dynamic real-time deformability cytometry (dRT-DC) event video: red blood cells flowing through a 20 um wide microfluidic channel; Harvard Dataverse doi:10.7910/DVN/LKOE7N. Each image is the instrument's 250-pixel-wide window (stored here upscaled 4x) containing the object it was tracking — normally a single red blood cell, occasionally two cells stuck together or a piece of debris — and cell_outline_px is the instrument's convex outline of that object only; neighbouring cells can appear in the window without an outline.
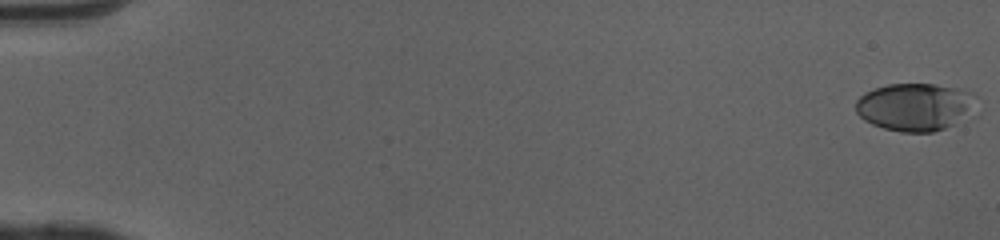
{"species": "human", "species_latin": "Homo sapiens", "temperature_condition": "cold", "stored_images_in_passage": 51, "camera_frame_rate_fps": 3000, "um_per_image_px": 0.085, "donor": {"sex": "female"}, "frame": {"image": 1, "passage_image": 1, "time_ms": 0.0, "image_size_px": [1000, 240], "cell_outline_px": [[976, 96], [968, 112], [952, 124], [944, 128], [932, 132], [900, 132], [884, 128], [872, 124], [864, 120], [856, 112], [856, 100], [864, 92], [888, 84], [936, 84], [956, 88], [972, 92]], "centroid_in_image_um": [77.69, 9.07], "position_along_channel_um": 7.3, "area_um2": 32.95}}
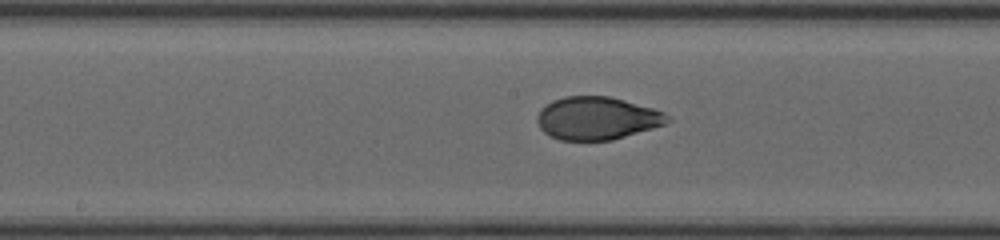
{"frame": {"image": 2, "passage_image": 28, "time_ms": 9.0, "image_size_px": [1000, 240], "cell_outline_px": [[672, 120], [664, 124], [652, 128], [612, 140], [560, 140], [544, 132], [540, 128], [536, 120], [536, 116], [540, 108], [552, 100], [564, 96], [608, 96], [624, 100], [652, 108], [664, 112]], "centroid_in_image_um": [50.71, 10.04], "position_along_channel_um": 197.5, "area_um2": 32.48}}
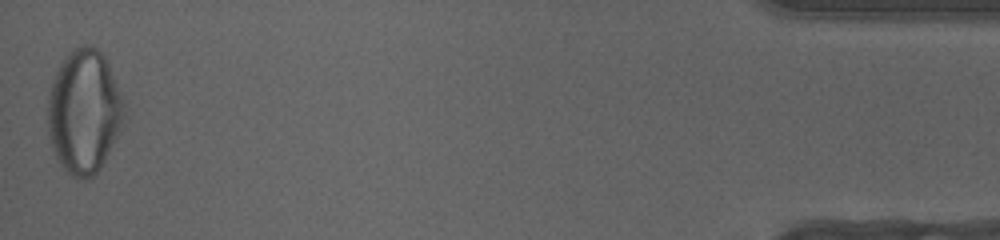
{"frame": {"image": 3, "passage_image": 51, "time_ms": 16.667, "image_size_px": [1000, 240], "cell_outline_px": [[124, 116], [120, 132], [104, 160], [96, 172], [92, 176], [84, 180], [72, 176], [60, 164], [52, 148], [48, 136], [48, 96], [56, 72], [60, 64], [72, 48], [80, 44], [92, 44], [108, 60], [124, 100]], "centroid_in_image_um": [7.16, 9.45], "position_along_channel_um": 428.0, "area_um2": 55.26}, "authors_computed_cell_mechanics": {"area_um2": 32.8882, "velocity_mm_per_s": 4.0925, "shape_relaxation_time_tau1_ms": 10.8014, "shape_relaxation_time_tau2_ms": null, "deformation_change_tau1": 0.3679, "deformation_change_tau2": null}}